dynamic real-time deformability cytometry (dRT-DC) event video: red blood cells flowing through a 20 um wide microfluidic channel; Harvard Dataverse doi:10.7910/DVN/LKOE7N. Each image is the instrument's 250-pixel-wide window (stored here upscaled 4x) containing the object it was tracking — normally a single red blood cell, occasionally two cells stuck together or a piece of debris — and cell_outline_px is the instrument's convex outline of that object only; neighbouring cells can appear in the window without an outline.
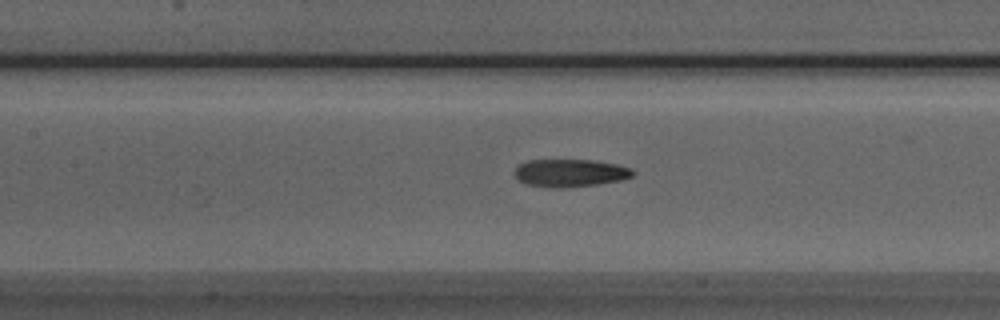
{"species": "Egyptian fruit bat (a non-hibernating species)", "species_latin": "Rousettus aegyptiacus", "temperature_condition": "room temperature", "stored_images_in_passage": 31, "camera_frame_rate_fps": 3000, "um_per_image_px": 0.085, "animal": {"sex": "male"}, "frame": {"image": 1, "passage_image": 12, "time_ms": 3.667, "image_size_px": [1000, 320], "cell_outline_px": [[636, 172], [632, 176], [620, 180], [596, 184], [560, 188], [552, 188], [528, 184], [520, 180], [512, 172], [516, 164], [528, 160], [596, 160], [616, 164], [632, 168]], "centroid_in_image_um": [48.44, 14.68], "position_along_channel_um": 159.0, "area_um2": 19.19}}
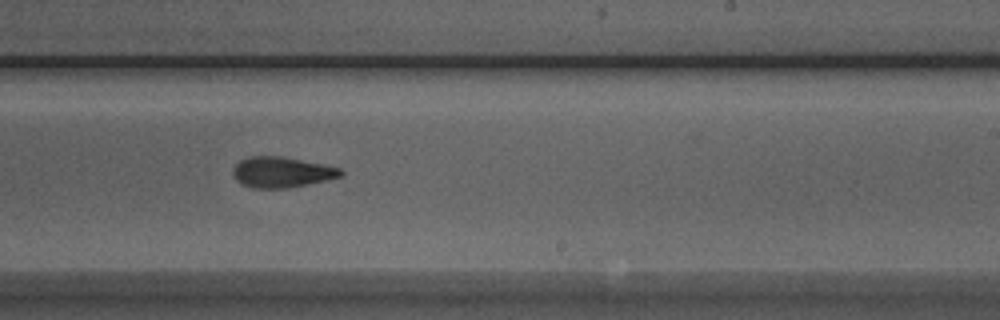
{"frame": {"image": 2, "passage_image": 20, "time_ms": 6.333, "image_size_px": [1000, 320], "cell_outline_px": [[344, 176], [288, 188], [252, 188], [240, 184], [236, 180], [232, 172], [232, 168], [240, 160], [248, 156], [284, 156], [324, 164], [340, 168], [344, 172]], "centroid_in_image_um": [23.93, 14.63], "position_along_channel_um": 265.1, "area_um2": 19.48}}
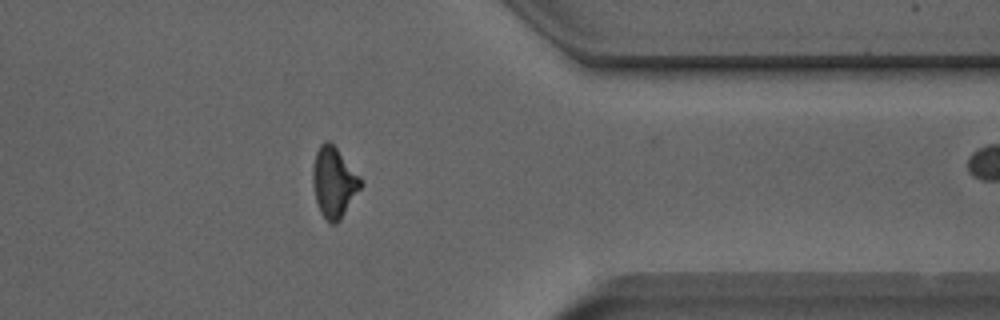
{"frame": {"image": 3, "passage_image": 30, "time_ms": 9.667, "image_size_px": [1000, 320], "cell_outline_px": [[364, 184], [340, 220], [336, 224], [332, 224], [320, 212], [316, 200], [312, 180], [312, 168], [316, 152], [320, 144], [324, 140], [328, 140], [336, 148], [360, 176]], "centroid_in_image_um": [28.39, 15.49], "position_along_channel_um": 383.0, "area_um2": 19.59}}